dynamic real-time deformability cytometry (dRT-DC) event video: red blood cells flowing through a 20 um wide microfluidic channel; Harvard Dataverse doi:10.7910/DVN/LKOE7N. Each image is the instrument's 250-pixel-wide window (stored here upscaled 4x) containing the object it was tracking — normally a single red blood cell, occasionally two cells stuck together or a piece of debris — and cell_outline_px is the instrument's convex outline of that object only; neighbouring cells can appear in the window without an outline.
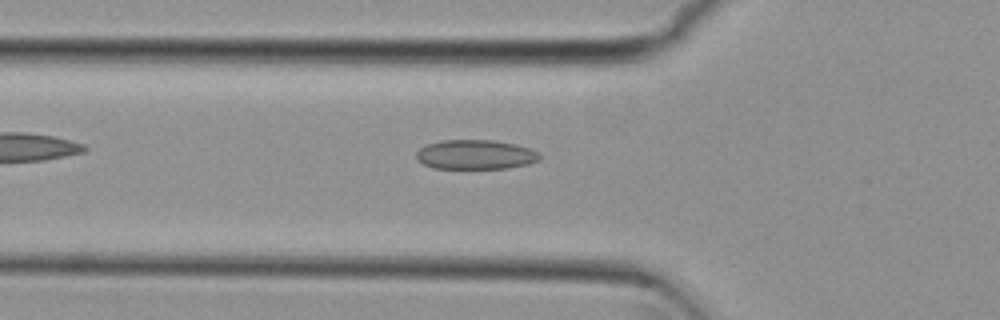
{"species": "common noctule bat (a hibernating species)", "species_latin": "Nyctalus noctula", "temperature_condition": "cold", "stored_images_in_passage": 42, "camera_frame_rate_fps": 3000, "um_per_image_px": 0.085, "animal": {"sex": "female", "body_mass_g": 29.2, "forearm_length_mm": 56.3}, "frame": {"image": 1, "passage_image": 7, "time_ms": 2.0, "image_size_px": [1000, 320], "cell_outline_px": [[540, 160], [528, 164], [508, 168], [432, 168], [424, 164], [416, 156], [416, 152], [424, 144], [440, 140], [492, 140], [516, 144], [540, 152]], "centroid_in_image_um": [40.42, 13.13], "position_along_channel_um": 85.4, "area_um2": 21.27}}
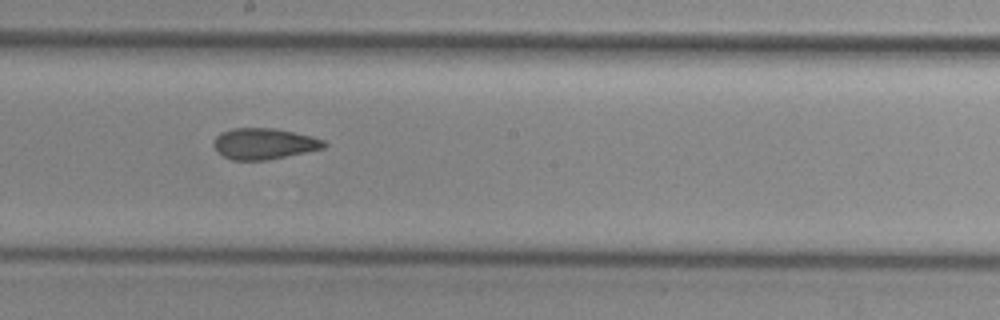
{"frame": {"image": 2, "passage_image": 18, "time_ms": 5.667, "image_size_px": [1000, 320], "cell_outline_px": [[328, 144], [324, 148], [268, 160], [232, 160], [216, 152], [212, 144], [216, 136], [220, 132], [232, 128], [272, 128], [312, 136], [324, 140]], "centroid_in_image_um": [22.41, 12.22], "position_along_channel_um": 225.8, "area_um2": 20.06}}
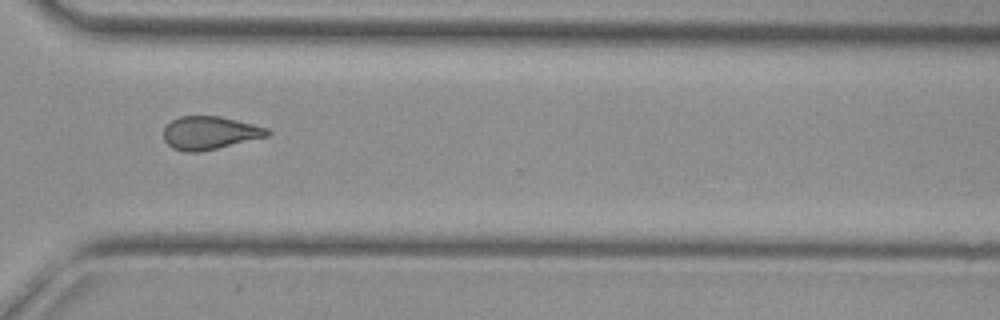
{"frame": {"image": 3, "passage_image": 28, "time_ms": 9.0, "image_size_px": [1000, 320], "cell_outline_px": [[272, 132], [268, 136], [200, 152], [184, 152], [172, 148], [164, 140], [164, 128], [172, 120], [180, 116], [220, 116], [268, 128]], "centroid_in_image_um": [17.82, 11.3], "position_along_channel_um": 352.8, "area_um2": 19.94}, "authors_computed_cell_mechanics": {"area_um2": 20.23, "velocity_mm_per_s": 3.8098, "shape_relaxation_time_tau1_ms": null, "shape_relaxation_time_tau2_ms": 2.9286, "deformation_change_tau1": null, "deformation_change_tau2": 0.1043}}